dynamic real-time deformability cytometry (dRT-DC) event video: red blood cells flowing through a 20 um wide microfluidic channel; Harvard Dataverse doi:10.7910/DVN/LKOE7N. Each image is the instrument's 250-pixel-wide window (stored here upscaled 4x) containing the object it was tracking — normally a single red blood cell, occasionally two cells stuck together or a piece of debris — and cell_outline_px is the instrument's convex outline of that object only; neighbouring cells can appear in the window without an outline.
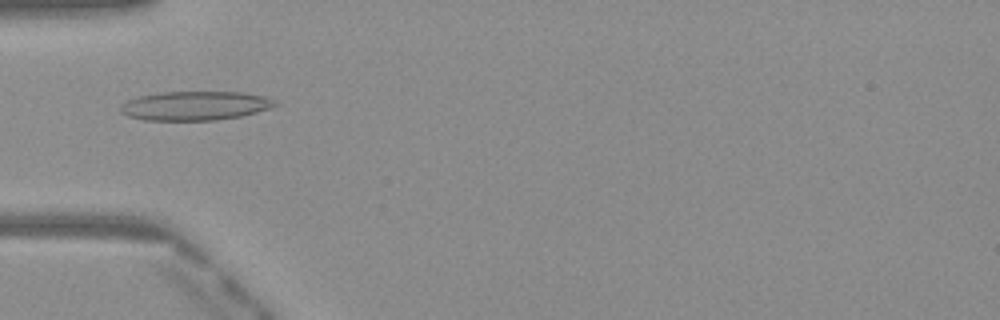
{"species": "Egyptian fruit bat (a non-hibernating species)", "species_latin": "Rousettus aegyptiacus", "temperature_condition": "warm", "stored_images_in_passage": 48, "camera_frame_rate_fps": 3000, "um_per_image_px": 0.085, "frame": {"image": 1, "passage_image": 15, "time_ms": 4.667, "image_size_px": [1000, 320], "cell_outline_px": [[280, 104], [272, 108], [240, 116], [216, 120], [144, 120], [128, 116], [120, 112], [120, 104], [128, 100], [140, 96], [164, 92], [244, 92], [264, 96], [276, 100]], "centroid_in_image_um": [16.62, 8.99], "position_along_channel_um": 68.4, "area_um2": 26.24}}
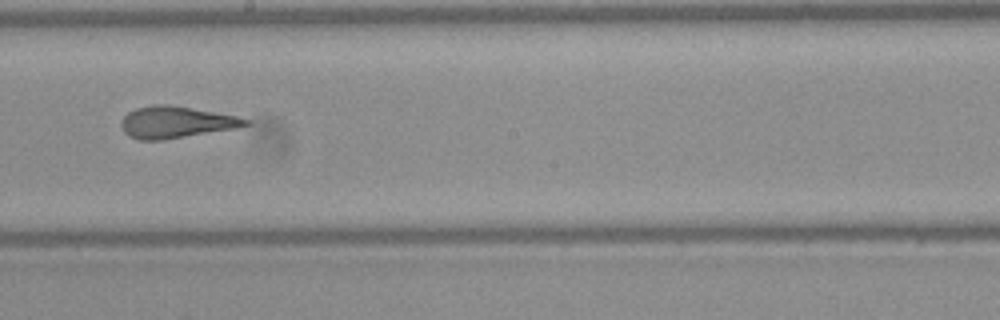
{"frame": {"image": 2, "passage_image": 27, "time_ms": 8.667, "image_size_px": [1000, 320], "cell_outline_px": [[252, 124], [236, 128], [164, 140], [140, 140], [128, 136], [124, 132], [120, 124], [120, 120], [128, 112], [136, 108], [160, 104], [168, 104], [236, 116], [252, 120]], "centroid_in_image_um": [14.95, 10.4], "position_along_channel_um": 233.2, "area_um2": 22.95}}
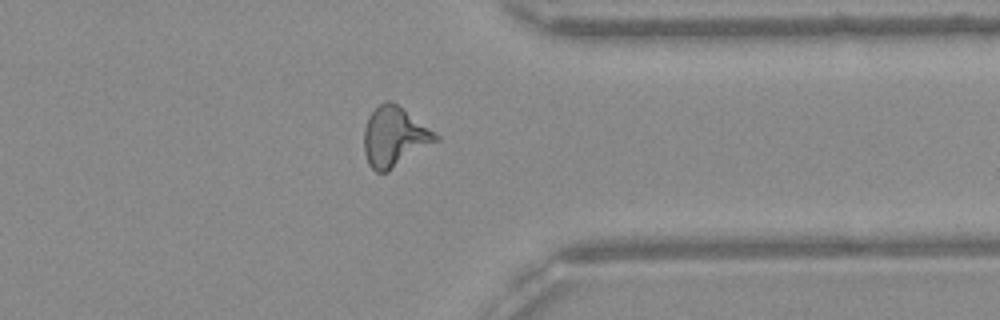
{"frame": {"image": 3, "passage_image": 38, "time_ms": 12.333, "image_size_px": [1000, 320], "cell_outline_px": [[440, 140], [388, 172], [376, 172], [368, 164], [364, 152], [364, 128], [368, 116], [384, 100], [388, 100], [396, 104], [440, 136]], "centroid_in_image_um": [33.52, 11.66], "position_along_channel_um": 377.9, "area_um2": 24.85}, "authors_computed_cell_mechanics": {"area_um2": 23.8714, "velocity_mm_per_s": 4.1003, "shape_relaxation_time_tau1_ms": null, "shape_relaxation_time_tau2_ms": 1.4135, "deformation_change_tau1": null, "deformation_change_tau2": 0.1034}}